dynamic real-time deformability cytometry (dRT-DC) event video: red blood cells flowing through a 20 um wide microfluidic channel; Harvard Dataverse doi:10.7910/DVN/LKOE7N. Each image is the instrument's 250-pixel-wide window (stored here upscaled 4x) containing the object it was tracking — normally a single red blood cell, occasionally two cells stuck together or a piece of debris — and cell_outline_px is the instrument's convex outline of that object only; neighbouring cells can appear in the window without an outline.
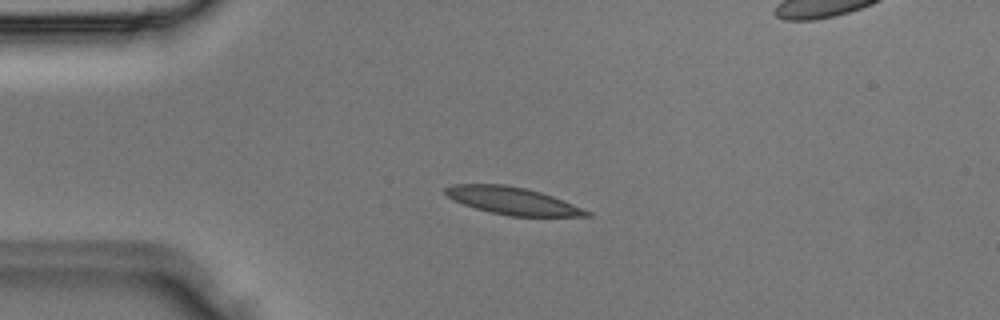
{"species": "Egyptian fruit bat (a non-hibernating species)", "species_latin": "Rousettus aegyptiacus", "temperature_condition": "room temperature", "stored_images_in_passage": 3, "segment_of_instrument_passage": [1, 2], "camera_frame_rate_fps": 3000, "um_per_image_px": 0.085, "animal": {"sex": "male"}, "frame": {"image": 1, "passage_image": 2, "time_ms": 0.333, "image_size_px": [1000, 320], "cell_outline_px": [[592, 216], [508, 216], [476, 208], [464, 204], [448, 196], [444, 192], [444, 188], [452, 184], [504, 184], [524, 188], [540, 192], [564, 200], [592, 212]], "centroid_in_image_um": [43.59, 17.06], "position_along_channel_um": 41.4, "area_um2": 22.31}}